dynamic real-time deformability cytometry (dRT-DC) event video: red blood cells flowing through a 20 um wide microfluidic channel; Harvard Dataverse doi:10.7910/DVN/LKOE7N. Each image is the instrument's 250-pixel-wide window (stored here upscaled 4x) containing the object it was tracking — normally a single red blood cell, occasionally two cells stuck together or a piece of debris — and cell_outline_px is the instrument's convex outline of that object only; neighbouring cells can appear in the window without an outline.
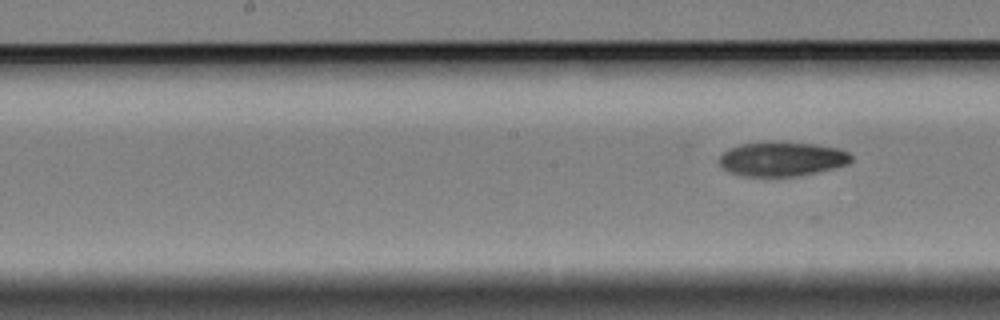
{"species": "Egyptian fruit bat (a non-hibernating species)", "species_latin": "Rousettus aegyptiacus", "temperature_condition": "cold", "stored_images_in_passage": 5, "segment_of_instrument_passage": [2, 2], "camera_frame_rate_fps": 3000, "um_per_image_px": 0.085, "animal": {"sex": "female"}, "frame": {"image": 1, "passage_image": 5, "time_ms": 5.667, "image_size_px": [1000, 320], "cell_outline_px": [[852, 160], [848, 164], [800, 176], [740, 176], [728, 172], [720, 164], [720, 156], [728, 148], [740, 144], [768, 140], [780, 140], [816, 144], [836, 148], [848, 152], [852, 156]], "centroid_in_image_um": [66.44, 13.48], "position_along_channel_um": 181.8, "area_um2": 26.93}}